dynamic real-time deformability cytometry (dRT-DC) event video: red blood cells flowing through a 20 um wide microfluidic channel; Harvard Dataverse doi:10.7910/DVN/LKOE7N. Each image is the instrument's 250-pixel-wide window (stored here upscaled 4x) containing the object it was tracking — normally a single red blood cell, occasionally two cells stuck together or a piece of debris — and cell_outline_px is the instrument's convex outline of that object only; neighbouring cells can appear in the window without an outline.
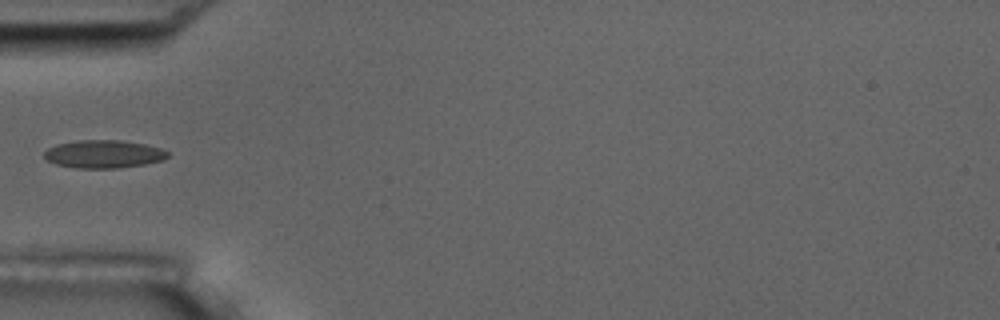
{"species": "common noctule bat (a hibernating species)", "species_latin": "Nyctalus noctula", "temperature_condition": "room temperature", "stored_images_in_passage": 38, "camera_frame_rate_fps": 3000, "um_per_image_px": 0.085, "animal": {"sex": "male", "body_mass_g": 17.5, "forearm_length_mm": 52.3}, "frame": {"image": 1, "passage_image": 1, "time_ms": 0.0, "image_size_px": [1000, 320], "cell_outline_px": [[168, 156], [164, 160], [144, 164], [120, 168], [76, 168], [56, 164], [48, 160], [44, 156], [44, 152], [48, 148], [56, 144], [80, 140], [120, 140], [144, 144], [160, 148], [168, 152]], "centroid_in_image_um": [8.81, 13.1], "position_along_channel_um": 76.2, "area_um2": 20.06}}